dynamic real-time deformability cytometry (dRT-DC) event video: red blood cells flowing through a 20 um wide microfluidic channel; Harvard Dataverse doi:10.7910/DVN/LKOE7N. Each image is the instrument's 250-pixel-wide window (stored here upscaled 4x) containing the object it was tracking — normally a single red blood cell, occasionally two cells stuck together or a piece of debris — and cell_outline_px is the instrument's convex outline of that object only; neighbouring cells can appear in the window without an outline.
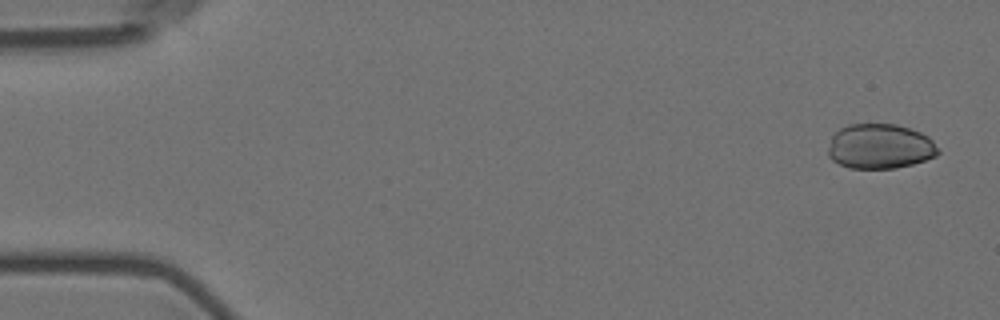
{"species": "Egyptian fruit bat (a non-hibernating species)", "species_latin": "Rousettus aegyptiacus", "temperature_condition": "room temperature", "stored_images_in_passage": 5, "camera_frame_rate_fps": 3000, "um_per_image_px": 0.085, "animal": {"sex": "female"}, "frame": {"image": 1, "passage_image": 1, "time_ms": 0.0, "image_size_px": [1000, 320], "cell_outline_px": [[940, 152], [936, 156], [912, 164], [896, 168], [848, 168], [832, 160], [828, 156], [828, 148], [832, 136], [840, 128], [848, 124], [896, 124], [920, 132], [928, 136], [932, 140]], "centroid_in_image_um": [74.78, 12.44], "position_along_channel_um": 10.2, "area_um2": 28.78}}